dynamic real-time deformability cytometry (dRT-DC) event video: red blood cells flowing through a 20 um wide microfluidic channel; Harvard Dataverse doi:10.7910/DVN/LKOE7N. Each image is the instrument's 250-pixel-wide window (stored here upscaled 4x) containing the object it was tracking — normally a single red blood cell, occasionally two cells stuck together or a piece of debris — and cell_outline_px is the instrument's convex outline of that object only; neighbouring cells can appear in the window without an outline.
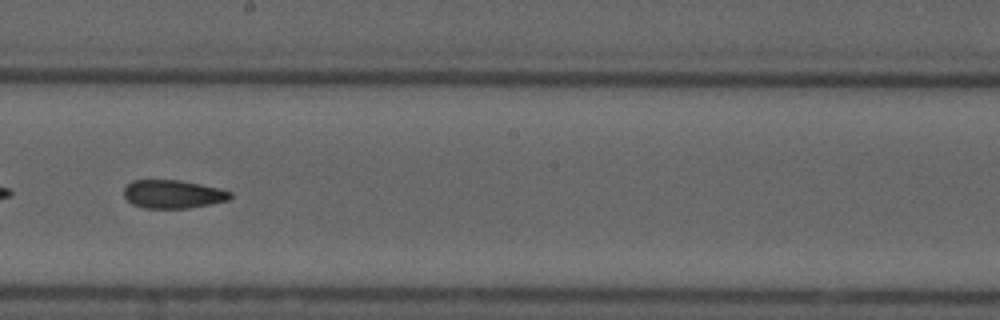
{"species": "common noctule bat (a hibernating species)", "species_latin": "Nyctalus noctula", "temperature_condition": "cold", "stored_images_in_passage": 16, "camera_frame_rate_fps": 3000, "um_per_image_px": 0.085, "animal": {"sex": "male", "forearm_length_mm": 52.5}, "frame": {"image": 1, "passage_image": 10, "time_ms": 12.333, "image_size_px": [1000, 320], "cell_outline_px": [[232, 196], [228, 200], [188, 208], [144, 208], [132, 204], [124, 196], [124, 188], [132, 180], [180, 180], [220, 188], [232, 192]], "centroid_in_image_um": [14.69, 16.5], "position_along_channel_um": 233.5, "area_um2": 17.51}}
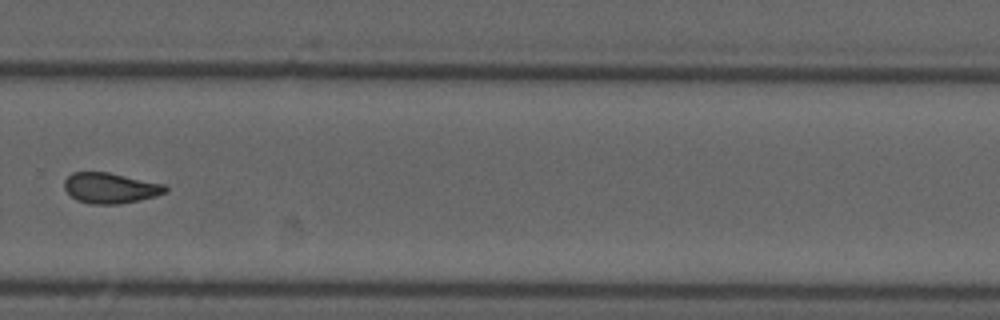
{"frame": {"image": 2, "passage_image": 12, "time_ms": 14.667, "image_size_px": [1000, 320], "cell_outline_px": [[168, 192], [156, 196], [120, 204], [92, 204], [76, 200], [64, 188], [64, 180], [72, 172], [108, 172], [164, 184], [168, 188]], "centroid_in_image_um": [9.38, 15.98], "position_along_channel_um": 320.4, "area_um2": 17.98}, "authors_computed_cell_mechanics": {"area_um2": 17.6579, "velocity_mm_per_s": 3.7351, "shape_relaxation_time_tau1_ms": null, "shape_relaxation_time_tau2_ms": 8.0595, "deformation_change_tau1": null, "deformation_change_tau2": 0.1733}}